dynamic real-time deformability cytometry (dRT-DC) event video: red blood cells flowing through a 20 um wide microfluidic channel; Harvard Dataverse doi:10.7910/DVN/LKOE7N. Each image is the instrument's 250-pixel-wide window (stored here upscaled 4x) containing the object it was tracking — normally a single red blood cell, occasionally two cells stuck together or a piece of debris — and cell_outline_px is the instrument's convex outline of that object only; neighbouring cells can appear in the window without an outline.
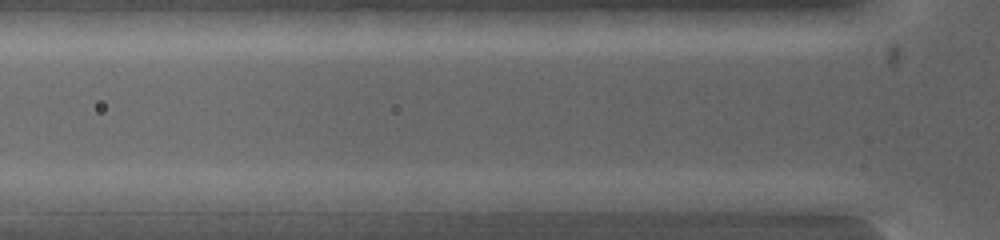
{"species": "common noctule bat (a hibernating species)", "species_latin": "Nyctalus noctula", "temperature_condition": "warm", "stored_images_in_passage": 6, "camera_frame_rate_fps": 5000, "um_per_image_px": 0.085, "animal": {"sex": "female", "body_mass_g": 19.0, "forearm_length_mm": 53.3}, "frame": {"image": 1, "passage_image": 2, "time_ms": 0.4, "image_size_px": [1000, 240], "cell_outline_px": [[480, 200], [472, 212], [468, 216], [436, 216], [408, 212], [412, 200], [420, 192], [456, 192]], "centroid_in_image_um": [37.67, 17.36], "position_along_channel_um": 88.1, "area_um2": 10.12}}